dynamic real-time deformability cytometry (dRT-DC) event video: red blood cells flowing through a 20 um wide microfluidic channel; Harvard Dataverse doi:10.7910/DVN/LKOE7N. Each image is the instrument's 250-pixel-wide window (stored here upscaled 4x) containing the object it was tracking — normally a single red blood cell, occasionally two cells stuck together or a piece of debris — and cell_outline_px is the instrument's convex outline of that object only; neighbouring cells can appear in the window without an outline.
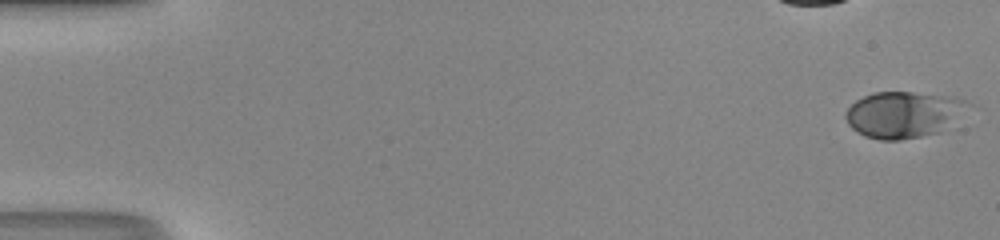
{"species": "human", "species_latin": "Homo sapiens", "temperature_condition": "room temperature", "stored_images_in_passage": 51, "camera_frame_rate_fps": 3000, "um_per_image_px": 0.085, "donor": {"sex": "male"}, "frame": {"image": 1, "passage_image": 1, "time_ms": 0.0, "image_size_px": [1000, 240], "cell_outline_px": [[976, 104], [948, 128], [940, 132], [900, 140], [880, 140], [864, 136], [856, 132], [848, 124], [844, 116], [848, 108], [856, 100], [872, 92], [912, 92], [956, 96]], "centroid_in_image_um": [76.89, 9.72], "position_along_channel_um": 8.1, "area_um2": 33.81}}
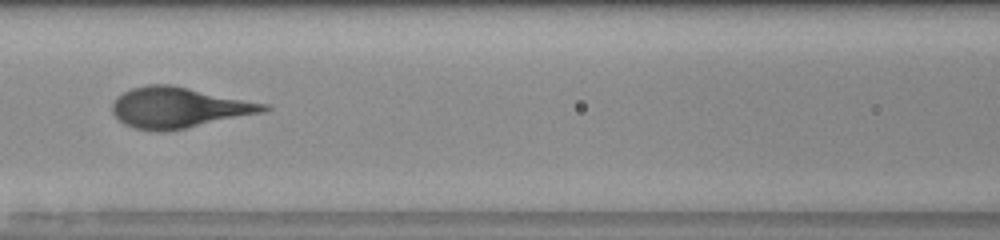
{"frame": {"image": 2, "passage_image": 24, "time_ms": 7.667, "image_size_px": [1000, 240], "cell_outline_px": [[272, 108], [264, 112], [164, 132], [160, 132], [132, 128], [124, 124], [112, 112], [112, 100], [116, 96], [132, 88], [148, 84], [168, 84], [268, 104]], "centroid_in_image_um": [15.15, 9.15], "position_along_channel_um": 151.5, "area_um2": 35.6}}
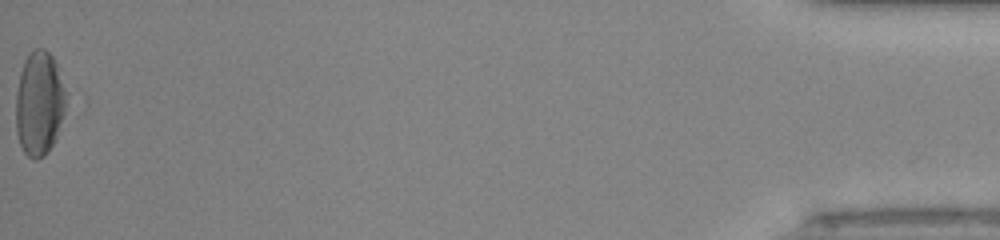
{"frame": {"image": 3, "passage_image": 51, "time_ms": 16.667, "image_size_px": [1000, 240], "cell_outline_px": [[68, 92], [64, 112], [56, 140], [48, 152], [44, 156], [36, 160], [32, 160], [24, 152], [20, 144], [16, 132], [16, 96], [20, 72], [24, 60], [28, 52], [32, 48], [44, 48], [52, 56], [56, 64]], "centroid_in_image_um": [3.35, 8.78], "position_along_channel_um": 431.8, "area_um2": 31.1}}